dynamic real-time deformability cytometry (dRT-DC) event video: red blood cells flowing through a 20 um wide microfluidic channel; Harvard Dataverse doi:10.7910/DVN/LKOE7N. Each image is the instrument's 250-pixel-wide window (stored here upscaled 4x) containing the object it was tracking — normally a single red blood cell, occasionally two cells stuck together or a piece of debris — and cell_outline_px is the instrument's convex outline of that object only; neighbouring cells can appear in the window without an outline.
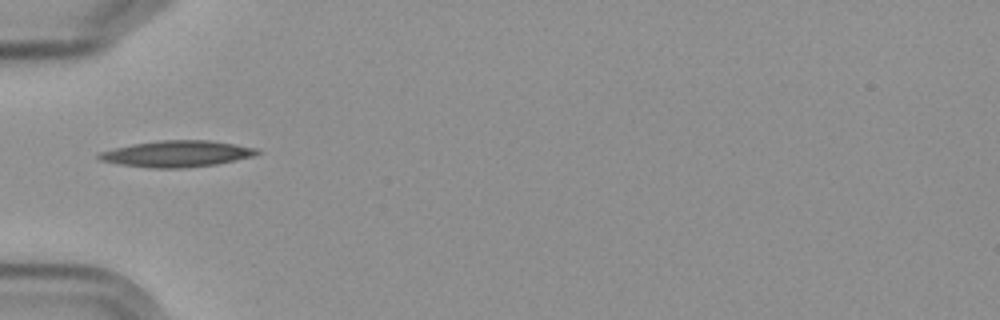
{"species": "Egyptian fruit bat (a non-hibernating species)", "species_latin": "Rousettus aegyptiacus", "temperature_condition": "cold", "stored_images_in_passage": 11, "camera_frame_rate_fps": 3000, "um_per_image_px": 0.085, "frame": {"image": 1, "passage_image": 1, "time_ms": 0.0, "image_size_px": [1000, 320], "cell_outline_px": [[260, 152], [256, 156], [216, 164], [184, 168], [152, 168], [120, 164], [100, 160], [96, 156], [100, 152], [132, 144], [156, 140], [208, 140], [236, 144], [256, 148]], "centroid_in_image_um": [15.06, 13.07], "position_along_channel_um": 69.9, "area_um2": 24.22}}
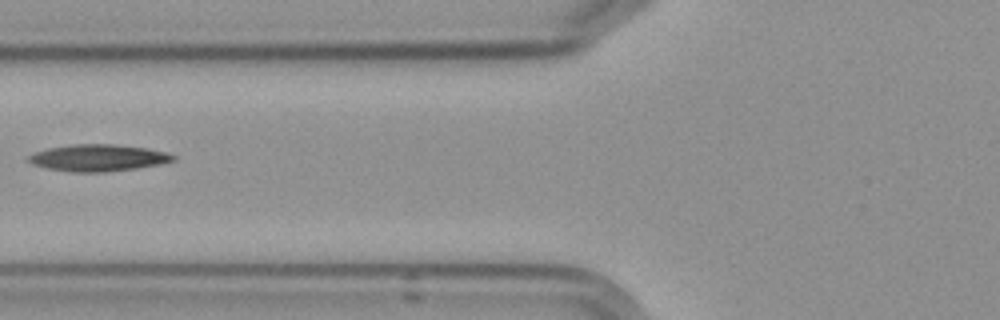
{"frame": {"image": 2, "passage_image": 2, "time_ms": 1.333, "image_size_px": [1000, 320], "cell_outline_px": [[176, 160], [160, 164], [136, 168], [104, 172], [72, 172], [48, 168], [32, 164], [28, 160], [28, 156], [36, 152], [48, 148], [72, 144], [116, 144], [148, 148], [164, 152], [176, 156]], "centroid_in_image_um": [8.36, 13.41], "position_along_channel_um": 117.4, "area_um2": 22.48}}
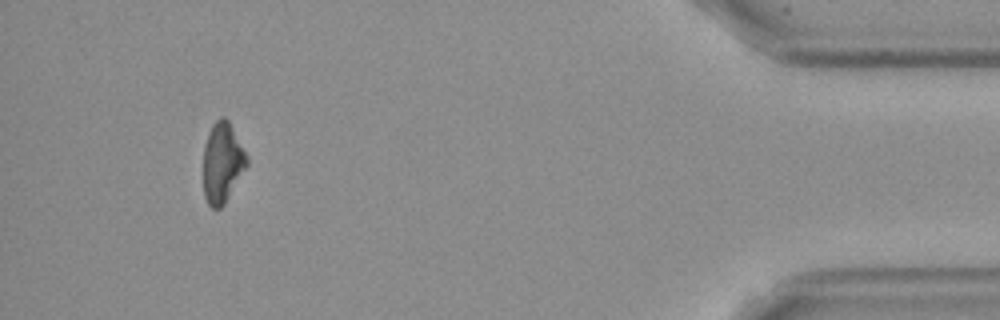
{"frame": {"image": 3, "passage_image": 10, "time_ms": 11.333, "image_size_px": [1000, 320], "cell_outline_px": [[248, 164], [224, 204], [220, 208], [212, 208], [208, 204], [204, 196], [204, 144], [208, 132], [212, 124], [220, 116], [224, 116], [228, 120], [248, 156]], "centroid_in_image_um": [18.89, 13.8], "position_along_channel_um": 416.3, "area_um2": 20.29}}